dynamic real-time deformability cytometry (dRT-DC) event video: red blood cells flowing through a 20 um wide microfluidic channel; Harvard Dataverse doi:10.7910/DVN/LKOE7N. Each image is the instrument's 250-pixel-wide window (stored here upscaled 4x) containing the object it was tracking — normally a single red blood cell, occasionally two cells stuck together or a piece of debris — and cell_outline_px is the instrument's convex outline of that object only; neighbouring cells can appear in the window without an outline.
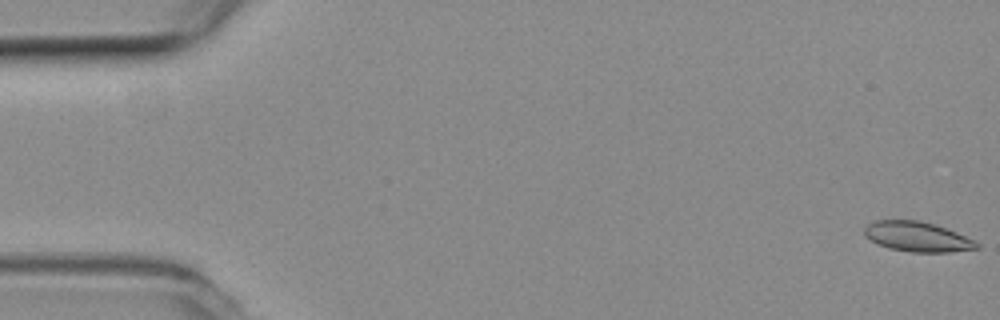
{"species": "common noctule bat (a hibernating species)", "species_latin": "Nyctalus noctula", "temperature_condition": "room temperature", "stored_images_in_passage": 10, "camera_frame_rate_fps": 3000, "um_per_image_px": 0.085, "animal": {"sex": "female", "body_mass_g": 19.3, "forearm_length_mm": 54.1}, "frame": {"image": 1, "passage_image": 1, "time_ms": 0.0, "image_size_px": [1000, 320], "cell_outline_px": [[980, 248], [948, 252], [912, 252], [888, 248], [876, 244], [864, 236], [864, 228], [868, 224], [876, 220], [920, 220], [936, 224], [956, 232], [980, 244]], "centroid_in_image_um": [77.93, 20.12], "position_along_channel_um": 7.1, "area_um2": 19.65}}
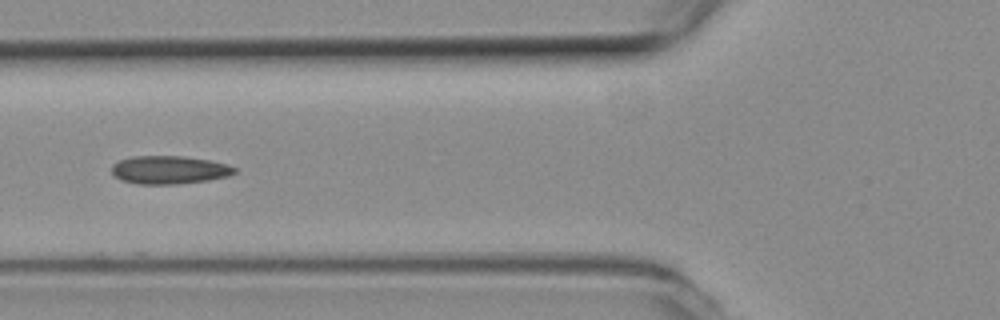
{"frame": {"image": 2, "passage_image": 6, "time_ms": 1.667, "image_size_px": [1000, 320], "cell_outline_px": [[236, 172], [228, 176], [208, 180], [176, 184], [140, 184], [120, 180], [112, 176], [112, 164], [120, 160], [132, 156], [184, 156], [208, 160], [228, 164], [236, 168]], "centroid_in_image_um": [14.36, 14.44], "position_along_channel_um": 111.4, "area_um2": 20.23}}
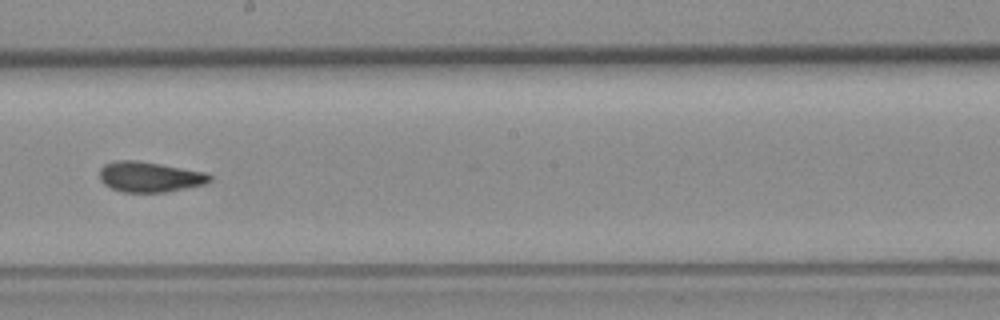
{"frame": {"image": 3, "passage_image": 9, "time_ms": 2.667, "image_size_px": [1000, 320], "cell_outline_px": [[212, 180], [204, 184], [168, 192], [124, 192], [112, 188], [104, 184], [100, 180], [100, 168], [104, 164], [116, 160], [136, 160], [160, 164], [204, 172], [212, 176]], "centroid_in_image_um": [12.7, 15.03], "position_along_channel_um": 235.5, "area_um2": 19.42}}